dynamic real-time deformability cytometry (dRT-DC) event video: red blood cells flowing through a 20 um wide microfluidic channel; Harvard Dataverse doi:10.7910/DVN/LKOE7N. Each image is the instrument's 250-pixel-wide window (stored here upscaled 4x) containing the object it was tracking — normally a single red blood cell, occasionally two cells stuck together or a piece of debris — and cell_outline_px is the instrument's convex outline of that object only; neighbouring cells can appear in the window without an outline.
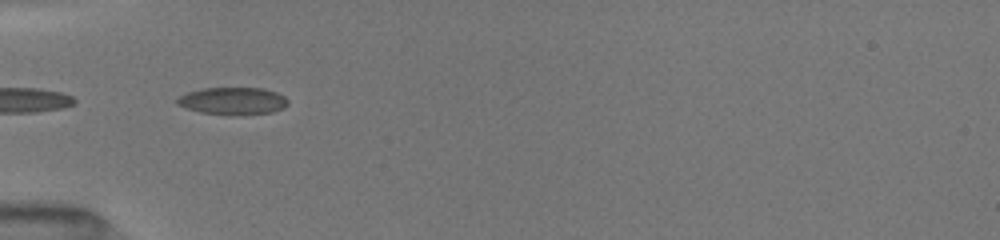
{"species": "common noctule bat (a hibernating species)", "species_latin": "Nyctalus noctula", "temperature_condition": "room temperature", "stored_images_in_passage": 16, "segment_of_instrument_passage": [2, 2], "camera_frame_rate_fps": 3000, "um_per_image_px": 0.085, "animal": {"sex": "female", "body_mass_g": 19.5, "forearm_length_mm": 54.1}, "frame": {"image": 1, "passage_image": 11, "time_ms": 2.333, "image_size_px": [1000, 240], "cell_outline_px": [[288, 104], [284, 108], [272, 112], [200, 112], [176, 104], [176, 100], [180, 96], [188, 92], [204, 88], [264, 88], [276, 92], [284, 96], [288, 100]], "centroid_in_image_um": [19.81, 8.52], "position_along_channel_um": 65.2, "area_um2": 16.7}}
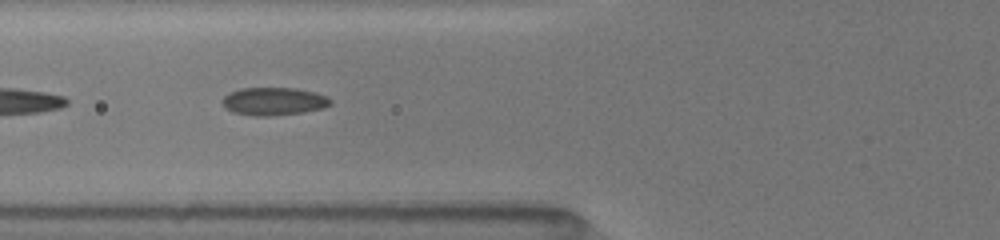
{"frame": {"image": 2, "passage_image": 15, "time_ms": 3.333, "image_size_px": [1000, 240], "cell_outline_px": [[332, 104], [324, 108], [304, 112], [268, 116], [252, 116], [232, 112], [224, 108], [220, 100], [228, 92], [240, 88], [296, 88], [316, 92], [328, 96], [332, 100]], "centroid_in_image_um": [23.25, 8.61], "position_along_channel_um": 102.5, "area_um2": 17.98}}